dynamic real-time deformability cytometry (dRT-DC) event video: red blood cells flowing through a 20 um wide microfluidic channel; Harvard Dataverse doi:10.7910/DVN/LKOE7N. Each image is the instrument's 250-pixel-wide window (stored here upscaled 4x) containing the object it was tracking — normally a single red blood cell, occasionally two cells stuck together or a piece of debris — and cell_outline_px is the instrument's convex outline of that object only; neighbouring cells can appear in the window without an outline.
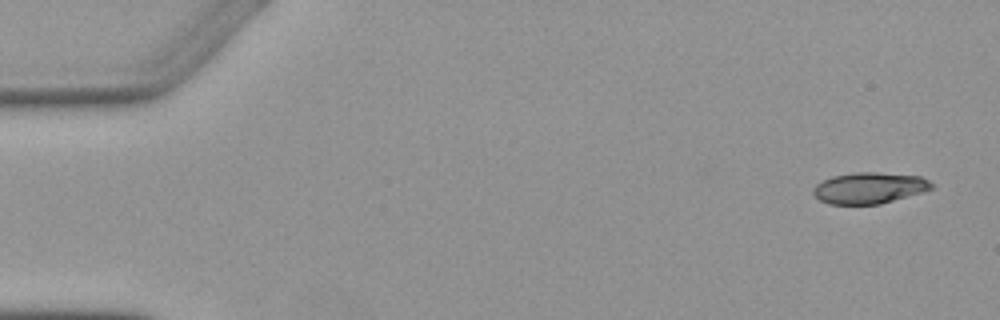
{"species": "Egyptian fruit bat (a non-hibernating species)", "species_latin": "Rousettus aegyptiacus", "temperature_condition": "warm", "stored_images_in_passage": 2, "camera_frame_rate_fps": 3000, "um_per_image_px": 0.085, "animal": {"sex": "female"}, "frame": {"image": 1, "passage_image": 2, "time_ms": 1.333, "image_size_px": [1000, 320], "cell_outline_px": [[932, 188], [924, 192], [880, 204], [828, 204], [820, 200], [812, 192], [812, 188], [816, 184], [832, 176], [856, 172], [876, 172], [920, 176], [928, 180], [932, 184]], "centroid_in_image_um": [73.88, 15.98], "position_along_channel_um": 11.1, "area_um2": 21.5}}